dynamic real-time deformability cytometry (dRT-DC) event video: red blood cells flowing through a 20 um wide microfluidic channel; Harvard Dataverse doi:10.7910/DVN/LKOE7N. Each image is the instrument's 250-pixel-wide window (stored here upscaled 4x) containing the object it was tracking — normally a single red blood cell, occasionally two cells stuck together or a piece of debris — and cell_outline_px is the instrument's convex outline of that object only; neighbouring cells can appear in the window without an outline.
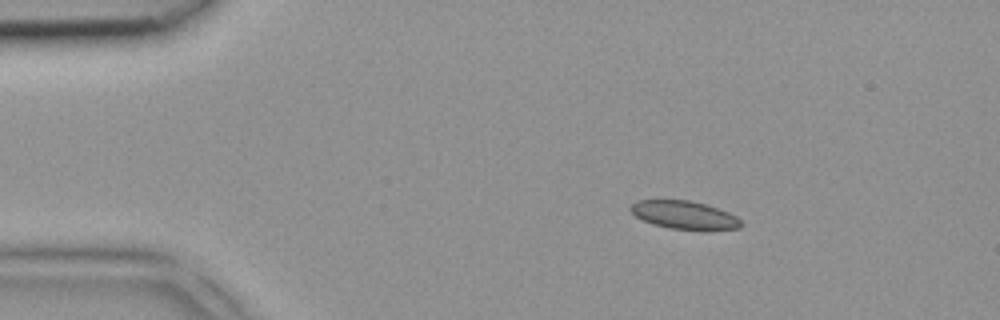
{"species": "common noctule bat (a hibernating species)", "species_latin": "Nyctalus noctula", "temperature_condition": "room temperature", "stored_images_in_passage": 4, "camera_frame_rate_fps": 3000, "um_per_image_px": 0.085, "animal": {"sex": "female", "body_mass_g": 18.4}, "frame": {"image": 1, "passage_image": 1, "time_ms": 0.0, "image_size_px": [1000, 320], "cell_outline_px": [[744, 224], [740, 228], [668, 228], [652, 224], [636, 216], [628, 208], [636, 200], [692, 200], [728, 212], [736, 216]], "centroid_in_image_um": [58.11, 18.24], "position_along_channel_um": 26.9, "area_um2": 17.57}}
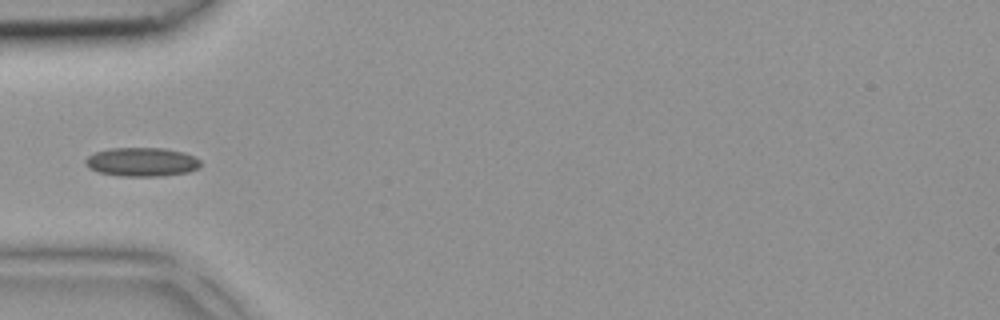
{"frame": {"image": 2, "passage_image": 3, "time_ms": 0.667, "image_size_px": [1000, 320], "cell_outline_px": [[200, 168], [188, 172], [160, 176], [120, 176], [100, 172], [88, 168], [84, 164], [84, 160], [88, 156], [96, 152], [112, 148], [164, 148], [184, 152], [196, 156], [200, 160]], "centroid_in_image_um": [12.07, 13.76], "position_along_channel_um": 72.9, "area_um2": 19.48}}